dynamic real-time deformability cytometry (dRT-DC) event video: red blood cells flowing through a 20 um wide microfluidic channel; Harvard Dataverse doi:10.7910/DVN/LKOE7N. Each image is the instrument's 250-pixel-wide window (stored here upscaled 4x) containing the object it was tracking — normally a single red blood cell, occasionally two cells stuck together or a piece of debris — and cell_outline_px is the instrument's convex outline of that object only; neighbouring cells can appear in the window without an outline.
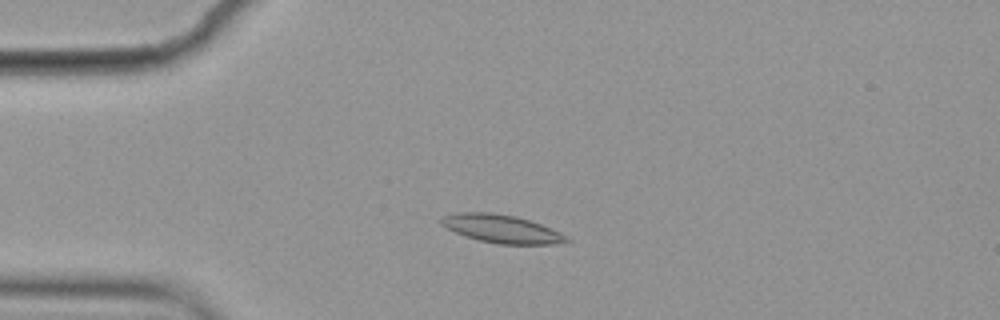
{"species": "common noctule bat (a hibernating species)", "species_latin": "Nyctalus noctula", "temperature_condition": "cold", "stored_images_in_passage": 3, "camera_frame_rate_fps": 3000, "um_per_image_px": 0.085, "animal": {"sex": "female", "body_mass_g": 19.9}, "frame": {"image": 1, "passage_image": 2, "time_ms": 0.333, "image_size_px": [1000, 320], "cell_outline_px": [[572, 240], [552, 244], [496, 244], [480, 240], [456, 232], [440, 224], [440, 220], [444, 216], [460, 212], [492, 212], [516, 216], [540, 224], [560, 232]], "centroid_in_image_um": [42.64, 19.44], "position_along_channel_um": 42.4, "area_um2": 20.23}}